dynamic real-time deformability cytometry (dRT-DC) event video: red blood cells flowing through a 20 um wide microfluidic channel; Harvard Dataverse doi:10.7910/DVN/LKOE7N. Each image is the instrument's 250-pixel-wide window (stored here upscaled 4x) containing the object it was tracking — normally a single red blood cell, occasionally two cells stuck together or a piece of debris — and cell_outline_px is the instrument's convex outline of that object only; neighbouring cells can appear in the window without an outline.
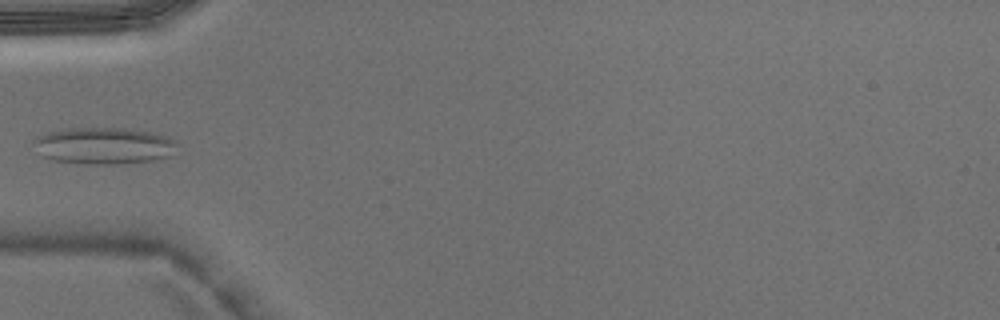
{"species": "Egyptian fruit bat (a non-hibernating species)", "species_latin": "Rousettus aegyptiacus", "temperature_condition": "warm", "stored_images_in_passage": 5, "camera_frame_rate_fps": 3000, "um_per_image_px": 0.085, "animal": {"sex": "male"}, "frame": {"image": 1, "passage_image": 5, "time_ms": 1.333, "image_size_px": [1000, 320], "cell_outline_px": [[176, 144], [168, 156], [152, 160], [120, 164], [84, 164], [52, 160], [40, 156], [32, 140], [36, 136], [48, 132], [68, 128], [124, 128], [152, 132], [168, 136], [176, 140]], "centroid_in_image_um": [8.77, 12.38], "position_along_channel_um": 76.2, "area_um2": 30.81}}